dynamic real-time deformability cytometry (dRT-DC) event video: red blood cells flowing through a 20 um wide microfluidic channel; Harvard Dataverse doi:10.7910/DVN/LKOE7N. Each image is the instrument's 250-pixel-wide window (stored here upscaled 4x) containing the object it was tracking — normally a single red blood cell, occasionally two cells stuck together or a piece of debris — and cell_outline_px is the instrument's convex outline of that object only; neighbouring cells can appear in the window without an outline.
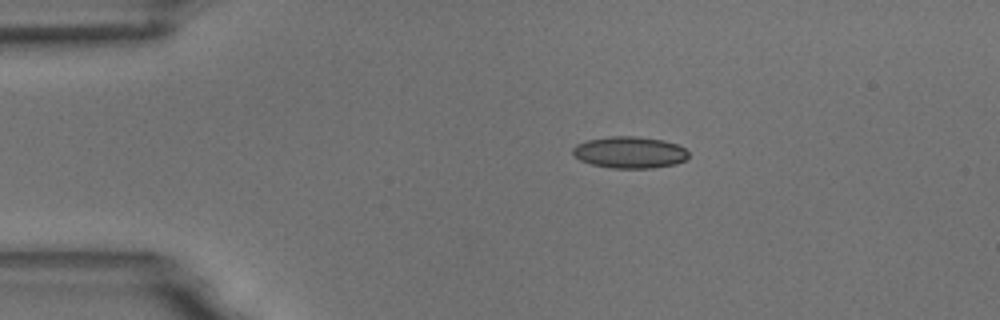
{"species": "common noctule bat (a hibernating species)", "species_latin": "Nyctalus noctula", "temperature_condition": "room temperature", "stored_images_in_passage": 45, "camera_frame_rate_fps": 3000, "um_per_image_px": 0.085, "animal": {"sex": "male", "body_mass_g": 18.8}, "frame": {"image": 1, "passage_image": 1, "time_ms": 0.0, "image_size_px": [1000, 320], "cell_outline_px": [[688, 156], [684, 160], [676, 164], [652, 168], [612, 168], [592, 164], [580, 160], [572, 156], [572, 148], [576, 144], [588, 140], [612, 136], [636, 136], [664, 140], [676, 144], [684, 148], [688, 152]], "centroid_in_image_um": [53.5, 12.95], "position_along_channel_um": 31.5, "area_um2": 21.39}}
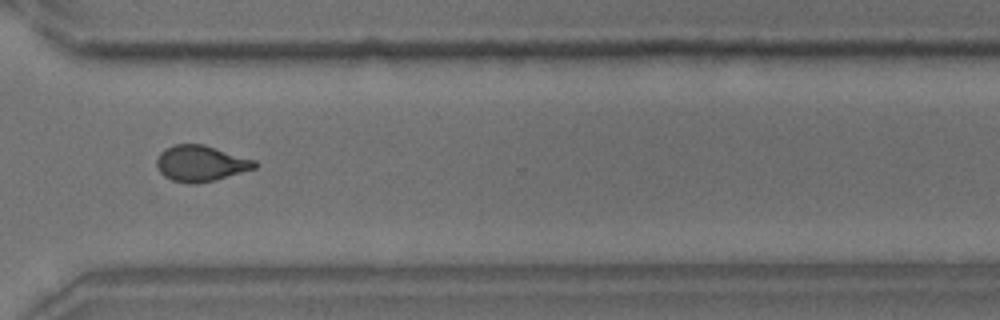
{"frame": {"image": 2, "passage_image": 31, "time_ms": 10.0, "image_size_px": [1000, 320], "cell_outline_px": [[260, 164], [256, 168], [212, 180], [196, 184], [192, 184], [172, 180], [164, 176], [160, 172], [156, 164], [156, 160], [160, 152], [164, 148], [172, 144], [204, 144], [256, 160]], "centroid_in_image_um": [17.05, 13.87], "position_along_channel_um": 353.5, "area_um2": 20.58}}
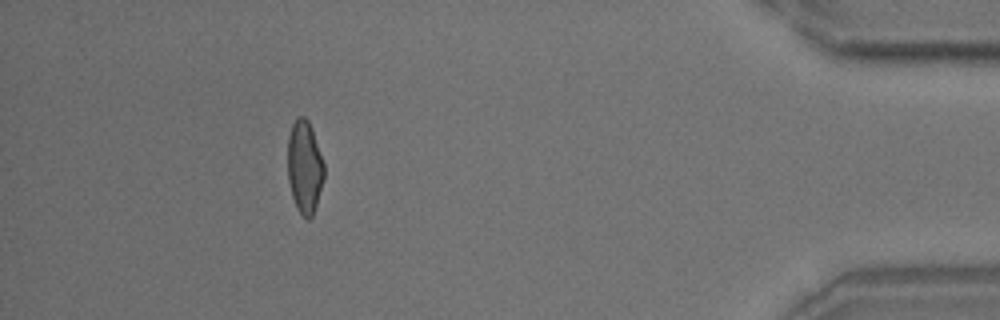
{"frame": {"image": 3, "passage_image": 40, "time_ms": 13.0, "image_size_px": [1000, 320], "cell_outline_px": [[324, 180], [312, 216], [308, 220], [296, 208], [292, 196], [288, 180], [288, 136], [292, 124], [296, 116], [304, 116], [308, 120], [312, 128], [324, 164]], "centroid_in_image_um": [25.88, 14.16], "position_along_channel_um": 409.3, "area_um2": 19.71}, "authors_computed_cell_mechanics": {"area_um2": 20.23, "velocity_mm_per_s": 3.681, "shape_relaxation_time_tau1_ms": 4.2695, "shape_relaxation_time_tau2_ms": 1.1198, "deformation_change_tau1": 0.1254, "deformation_change_tau2": 0.0657}}